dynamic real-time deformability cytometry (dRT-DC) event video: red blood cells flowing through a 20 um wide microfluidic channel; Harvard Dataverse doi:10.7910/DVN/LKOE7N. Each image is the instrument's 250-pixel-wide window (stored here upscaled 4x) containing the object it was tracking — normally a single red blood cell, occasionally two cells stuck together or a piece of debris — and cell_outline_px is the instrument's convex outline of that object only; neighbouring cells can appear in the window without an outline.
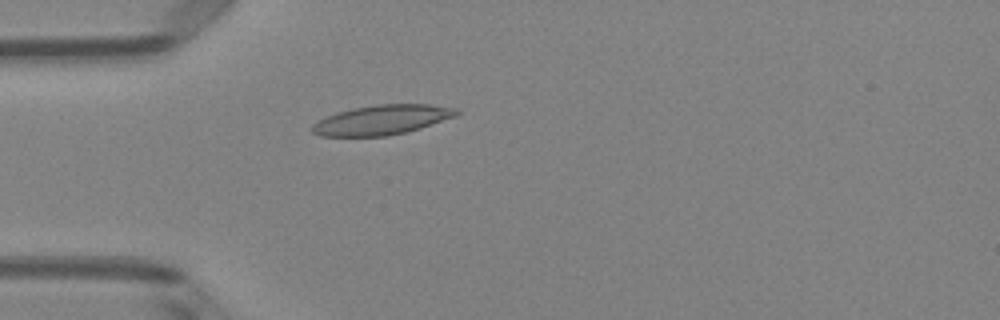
{"species": "Egyptian fruit bat (a non-hibernating species)", "species_latin": "Rousettus aegyptiacus", "temperature_condition": "room temperature", "stored_images_in_passage": 40, "camera_frame_rate_fps": 3000, "um_per_image_px": 0.085, "animal": {"sex": "female"}, "frame": {"image": 1, "passage_image": 4, "time_ms": 1.0, "image_size_px": [1000, 320], "cell_outline_px": [[460, 112], [456, 116], [420, 128], [388, 136], [320, 136], [312, 132], [312, 124], [336, 112], [352, 108], [376, 104], [428, 104], [456, 108]], "centroid_in_image_um": [32.46, 10.18], "position_along_channel_um": 52.5, "area_um2": 24.85}}
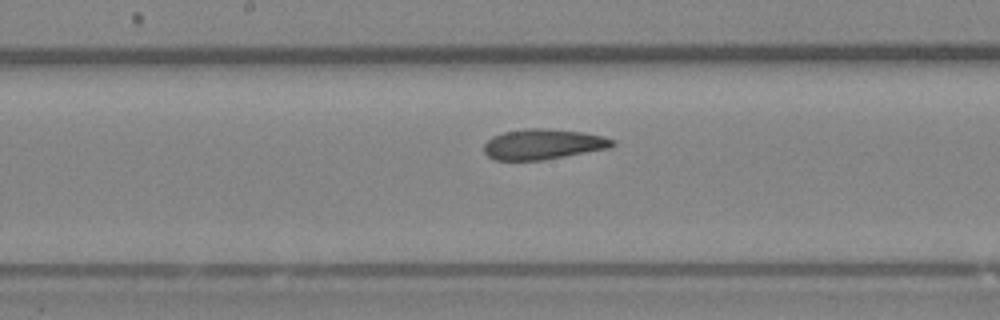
{"frame": {"image": 2, "passage_image": 16, "time_ms": 5.0, "image_size_px": [1000, 320], "cell_outline_px": [[616, 144], [612, 148], [544, 160], [496, 160], [488, 156], [484, 152], [484, 144], [492, 136], [504, 132], [528, 128], [548, 128], [584, 132], [604, 136], [616, 140]], "centroid_in_image_um": [46.22, 12.25], "position_along_channel_um": 202.0, "area_um2": 23.06}}
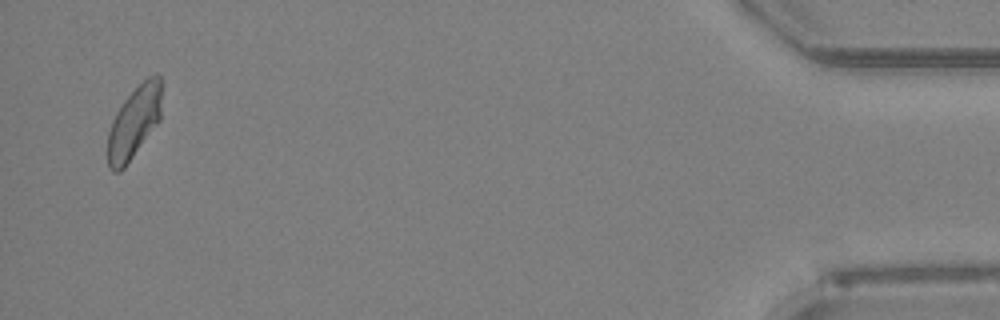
{"frame": {"image": 3, "passage_image": 39, "time_ms": 12.667, "image_size_px": [1000, 320], "cell_outline_px": [[160, 120], [124, 168], [120, 172], [112, 172], [108, 168], [108, 132], [112, 120], [116, 112], [124, 100], [148, 76], [156, 72], [160, 76]], "centroid_in_image_um": [11.38, 10.42], "position_along_channel_um": 423.8, "area_um2": 22.43}, "authors_computed_cell_mechanics": {"area_um2": 23.2067, "velocity_mm_per_s": 3.9651, "shape_relaxation_time_tau1_ms": 6.9259, "shape_relaxation_time_tau2_ms": 2.4353, "deformation_change_tau1": 0.1664, "deformation_change_tau2": 0.0811}}